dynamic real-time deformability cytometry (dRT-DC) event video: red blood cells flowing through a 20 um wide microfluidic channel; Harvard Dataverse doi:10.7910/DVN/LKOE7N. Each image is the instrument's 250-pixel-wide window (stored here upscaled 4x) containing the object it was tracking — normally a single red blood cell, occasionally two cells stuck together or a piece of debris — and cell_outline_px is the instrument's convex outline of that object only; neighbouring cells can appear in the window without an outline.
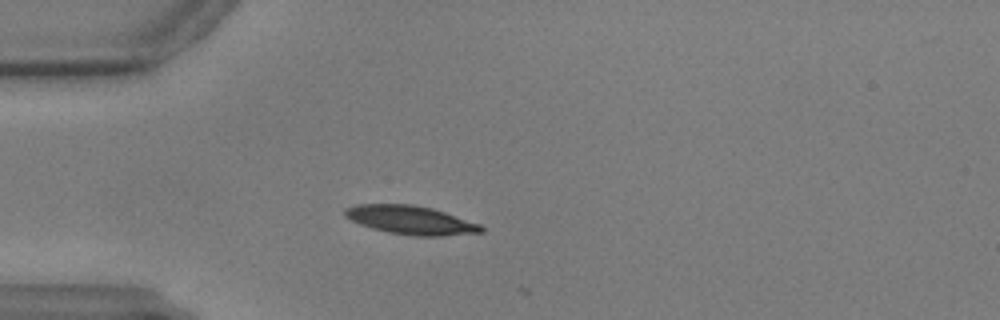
{"species": "common noctule bat (a hibernating species)", "species_latin": "Nyctalus noctula", "temperature_condition": "warm", "stored_images_in_passage": 15, "camera_frame_rate_fps": 3000, "um_per_image_px": 0.085, "animal": {"sex": "male", "body_mass_g": 17.9, "forearm_length_mm": 54.2}, "frame": {"image": 1, "passage_image": 14, "time_ms": 4.333, "image_size_px": [1000, 320], "cell_outline_px": [[484, 232], [440, 236], [412, 236], [388, 232], [372, 228], [360, 224], [344, 216], [344, 208], [356, 204], [412, 204], [432, 208], [480, 224], [484, 228]], "centroid_in_image_um": [34.89, 18.7], "position_along_channel_um": 50.1, "area_um2": 22.72}}